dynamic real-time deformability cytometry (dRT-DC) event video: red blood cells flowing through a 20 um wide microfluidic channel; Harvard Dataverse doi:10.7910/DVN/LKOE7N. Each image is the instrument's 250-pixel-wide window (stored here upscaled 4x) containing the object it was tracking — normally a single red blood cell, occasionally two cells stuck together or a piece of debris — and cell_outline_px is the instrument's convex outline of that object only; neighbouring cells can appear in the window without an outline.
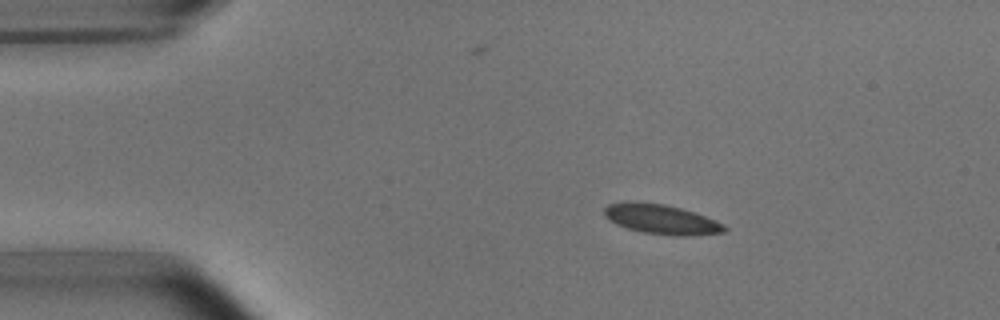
{"species": "common noctule bat (a hibernating species)", "species_latin": "Nyctalus noctula", "temperature_condition": "room temperature", "stored_images_in_passage": 5, "segment_of_instrument_passage": [1, 2], "camera_frame_rate_fps": 3000, "um_per_image_px": 0.085, "animal": {"sex": "male", "body_mass_g": 15.6}, "frame": {"image": 1, "passage_image": 2, "time_ms": 1.333, "image_size_px": [1000, 320], "cell_outline_px": [[728, 228], [724, 232], [688, 236], [676, 236], [644, 232], [628, 228], [616, 224], [608, 220], [604, 216], [604, 208], [608, 204], [664, 204], [680, 208], [716, 220], [724, 224]], "centroid_in_image_um": [56.27, 18.68], "position_along_channel_um": 28.7, "area_um2": 20.06}}